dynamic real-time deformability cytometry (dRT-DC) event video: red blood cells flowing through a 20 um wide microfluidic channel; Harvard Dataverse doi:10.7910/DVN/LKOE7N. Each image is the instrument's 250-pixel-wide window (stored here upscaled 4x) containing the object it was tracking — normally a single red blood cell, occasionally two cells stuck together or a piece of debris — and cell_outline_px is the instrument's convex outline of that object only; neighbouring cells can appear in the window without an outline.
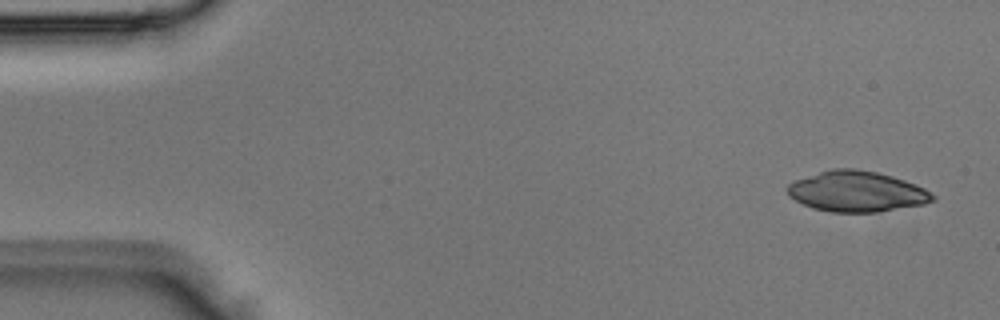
{"species": "Egyptian fruit bat (a non-hibernating species)", "species_latin": "Rousettus aegyptiacus", "temperature_condition": "room temperature", "stored_images_in_passage": 5, "segment_of_instrument_passage": [2, 2], "camera_frame_rate_fps": 3000, "um_per_image_px": 0.085, "animal": {"sex": "male"}, "frame": {"image": 1, "passage_image": 5, "time_ms": 1.333, "image_size_px": [1000, 320], "cell_outline_px": [[936, 200], [924, 204], [876, 212], [832, 212], [812, 208], [788, 196], [788, 184], [796, 180], [832, 168], [856, 168], [876, 172], [892, 176], [916, 184], [924, 188], [936, 196]], "centroid_in_image_um": [72.85, 16.27], "position_along_channel_um": 12.1, "area_um2": 34.22}}